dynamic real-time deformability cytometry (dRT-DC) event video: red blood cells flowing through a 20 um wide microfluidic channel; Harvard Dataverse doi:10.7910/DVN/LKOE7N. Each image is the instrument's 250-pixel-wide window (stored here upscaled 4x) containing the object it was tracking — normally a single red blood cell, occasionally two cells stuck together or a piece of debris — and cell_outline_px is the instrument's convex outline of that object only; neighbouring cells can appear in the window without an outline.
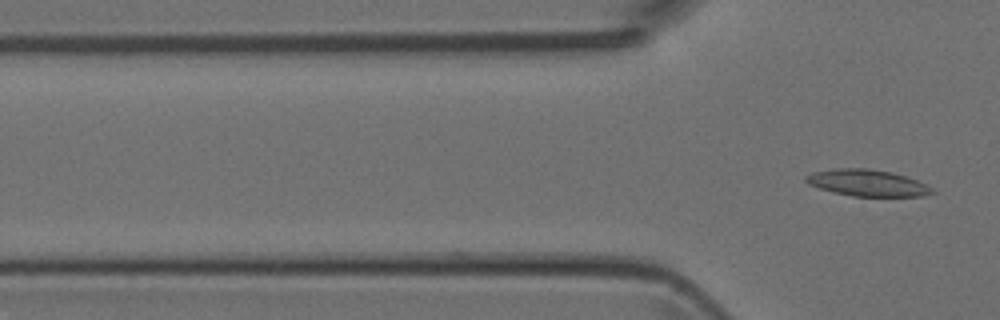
{"species": "Egyptian fruit bat (a non-hibernating species)", "species_latin": "Rousettus aegyptiacus", "temperature_condition": "room temperature", "stored_images_in_passage": 3, "camera_frame_rate_fps": 3000, "um_per_image_px": 0.085, "animal": {"sex": "female"}, "frame": {"image": 1, "passage_image": 3, "time_ms": 0.667, "image_size_px": [1000, 320], "cell_outline_px": [[936, 192], [924, 196], [852, 196], [832, 192], [808, 184], [804, 180], [804, 176], [812, 172], [832, 168], [868, 168], [892, 172], [916, 180], [932, 188]], "centroid_in_image_um": [73.67, 15.54], "position_along_channel_um": 52.1, "area_um2": 19.59}}